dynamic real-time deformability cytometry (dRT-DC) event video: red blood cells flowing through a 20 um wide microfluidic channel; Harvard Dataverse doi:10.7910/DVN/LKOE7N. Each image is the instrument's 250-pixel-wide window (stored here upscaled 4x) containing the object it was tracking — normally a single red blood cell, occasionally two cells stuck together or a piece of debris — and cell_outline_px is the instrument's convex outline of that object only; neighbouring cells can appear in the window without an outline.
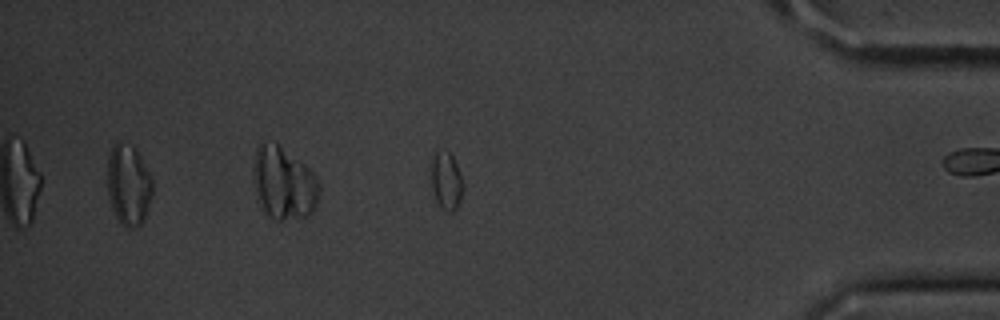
{"species": "common noctule bat (a hibernating species)", "species_latin": "Nyctalus noctula", "temperature_condition": "cold", "stored_images_in_passage": 43, "camera_frame_rate_fps": 3000, "um_per_image_px": 0.085, "animal": {"sex": "male", "body_mass_g": 20.1, "forearm_length_mm": 53.5}, "frame": {"image": 1, "passage_image": 42, "time_ms": 13.667, "image_size_px": [1000, 320], "cell_outline_px": [[464, 188], [460, 200], [456, 208], [452, 212], [448, 212], [436, 200], [432, 188], [432, 156], [436, 152], [448, 152], [452, 156], [460, 172], [464, 184]], "centroid_in_image_um": [37.96, 15.38], "position_along_channel_um": 397.2, "area_um2": 10.46}}